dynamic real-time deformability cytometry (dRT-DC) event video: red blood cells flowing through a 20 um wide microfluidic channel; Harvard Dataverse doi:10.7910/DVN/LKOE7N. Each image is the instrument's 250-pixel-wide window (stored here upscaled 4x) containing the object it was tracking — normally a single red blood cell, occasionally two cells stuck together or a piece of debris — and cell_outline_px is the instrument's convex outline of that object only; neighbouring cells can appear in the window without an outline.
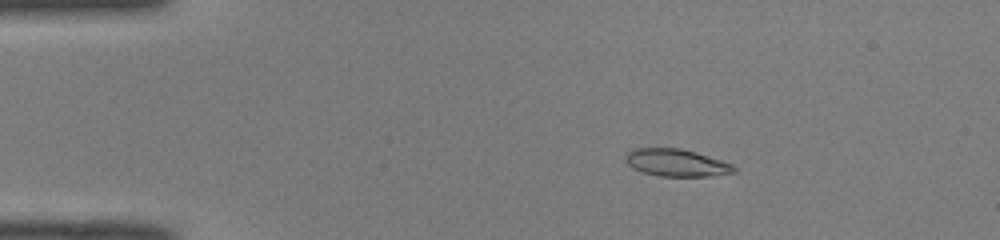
{"species": "common noctule bat (a hibernating species)", "species_latin": "Nyctalus noctula", "temperature_condition": "room temperature", "stored_images_in_passage": 50, "camera_frame_rate_fps": 3000, "um_per_image_px": 0.085, "animal": {"sex": "male", "body_mass_g": 19.0, "forearm_length_mm": 50.8}, "frame": {"image": 1, "passage_image": 9, "time_ms": 2.667, "image_size_px": [1000, 240], "cell_outline_px": [[736, 172], [708, 176], [660, 176], [640, 172], [632, 168], [624, 160], [628, 152], [632, 148], [680, 148], [720, 160], [732, 164], [736, 168]], "centroid_in_image_um": [57.44, 13.84], "position_along_channel_um": 27.6, "area_um2": 17.17}}
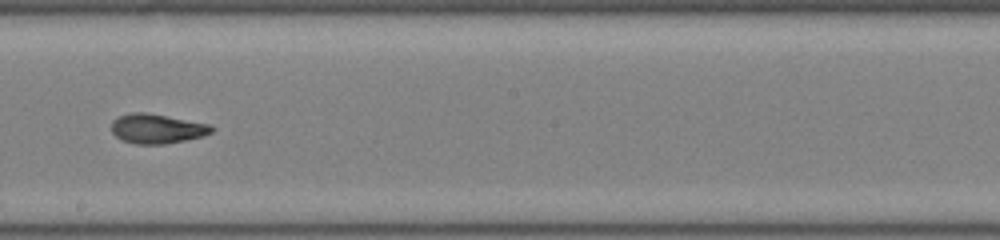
{"frame": {"image": 2, "passage_image": 29, "time_ms": 9.333, "image_size_px": [1000, 240], "cell_outline_px": [[216, 128], [212, 132], [204, 136], [164, 144], [136, 144], [120, 140], [112, 132], [112, 120], [120, 116], [132, 112], [148, 112], [212, 124]], "centroid_in_image_um": [13.38, 10.93], "position_along_channel_um": 234.8, "area_um2": 17.51}}
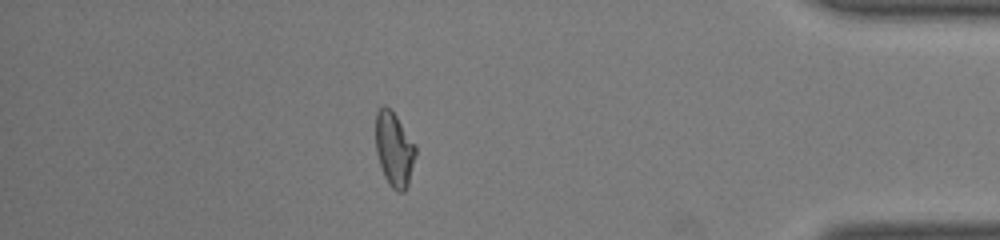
{"frame": {"image": 3, "passage_image": 44, "time_ms": 14.333, "image_size_px": [1000, 240], "cell_outline_px": [[416, 156], [408, 184], [404, 192], [396, 192], [388, 184], [384, 176], [376, 152], [376, 112], [384, 104], [396, 116], [416, 148]], "centroid_in_image_um": [33.49, 12.73], "position_along_channel_um": 401.7, "area_um2": 17.05}, "authors_computed_cell_mechanics": {"area_um2": 17.3111, "velocity_mm_per_s": 4.1064, "shape_relaxation_time_tau1_ms": 5.0638, "shape_relaxation_time_tau2_ms": 2.421, "deformation_change_tau1": 0.2004, "deformation_change_tau2": 0.0689}}